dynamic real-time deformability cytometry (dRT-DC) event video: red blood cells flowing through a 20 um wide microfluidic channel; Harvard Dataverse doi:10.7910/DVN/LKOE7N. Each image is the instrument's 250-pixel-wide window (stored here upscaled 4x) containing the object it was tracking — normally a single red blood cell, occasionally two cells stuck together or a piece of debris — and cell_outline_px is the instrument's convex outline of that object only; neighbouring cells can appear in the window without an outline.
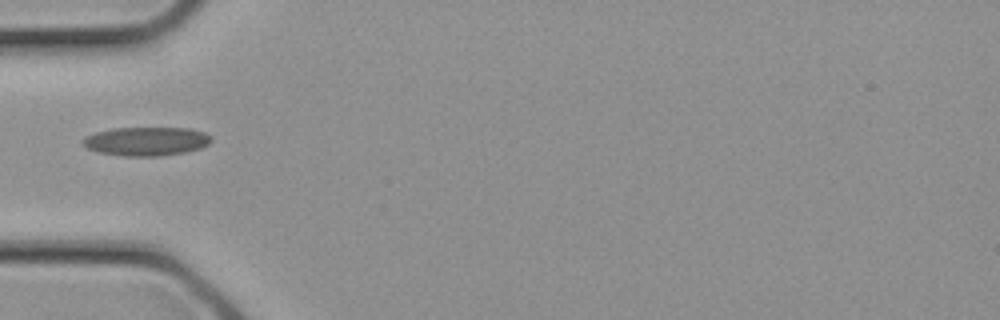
{"species": "common noctule bat (a hibernating species)", "species_latin": "Nyctalus noctula", "temperature_condition": "cold", "stored_images_in_passage": 2, "camera_frame_rate_fps": 3000, "um_per_image_px": 0.085, "animal": {"sex": "female", "body_mass_g": 21.9}, "frame": {"image": 1, "passage_image": 1, "time_ms": 0.0, "image_size_px": [1000, 320], "cell_outline_px": [[212, 140], [208, 144], [200, 148], [184, 152], [160, 156], [124, 156], [100, 152], [88, 148], [80, 140], [84, 136], [96, 132], [112, 128], [188, 128], [204, 132], [212, 136]], "centroid_in_image_um": [12.43, 12.0], "position_along_channel_um": 72.6, "area_um2": 21.5}}